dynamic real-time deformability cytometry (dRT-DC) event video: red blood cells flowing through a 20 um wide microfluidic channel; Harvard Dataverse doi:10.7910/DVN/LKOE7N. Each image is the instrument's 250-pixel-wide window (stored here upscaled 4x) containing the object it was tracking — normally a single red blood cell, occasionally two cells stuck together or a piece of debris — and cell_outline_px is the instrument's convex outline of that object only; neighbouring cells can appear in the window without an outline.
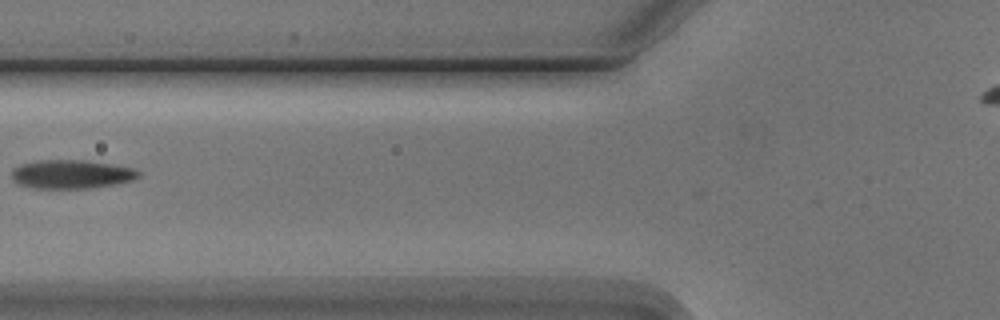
{"species": "Egyptian fruit bat (a non-hibernating species)", "species_latin": "Rousettus aegyptiacus", "temperature_condition": "cold", "stored_images_in_passage": 4, "camera_frame_rate_fps": 3000, "um_per_image_px": 0.085, "animal": {"sex": "male"}, "frame": {"image": 1, "passage_image": 3, "time_ms": 2.333, "image_size_px": [1000, 320], "cell_outline_px": [[140, 176], [136, 180], [116, 184], [92, 188], [28, 188], [16, 184], [12, 180], [12, 168], [20, 164], [36, 160], [88, 160], [132, 168], [140, 172]], "centroid_in_image_um": [6.04, 14.81], "position_along_channel_um": 119.8, "area_um2": 21.62}}
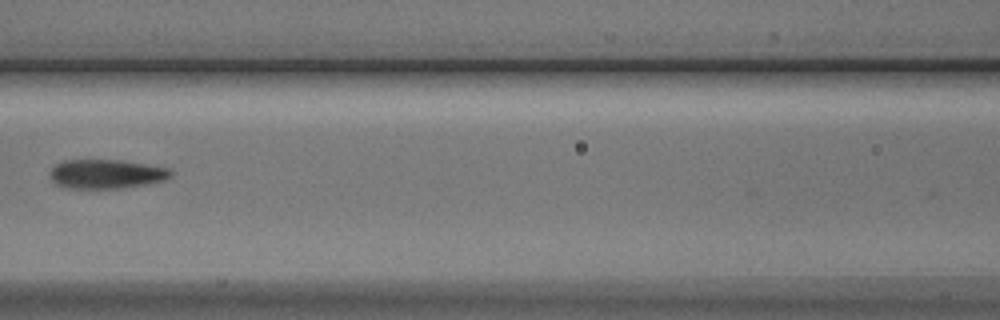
{"frame": {"image": 2, "passage_image": 4, "time_ms": 3.333, "image_size_px": [1000, 320], "cell_outline_px": [[172, 176], [164, 180], [144, 184], [120, 188], [68, 188], [56, 184], [48, 176], [48, 172], [56, 164], [64, 160], [120, 160], [168, 168], [172, 172]], "centroid_in_image_um": [8.98, 14.78], "position_along_channel_um": 157.6, "area_um2": 20.4}}